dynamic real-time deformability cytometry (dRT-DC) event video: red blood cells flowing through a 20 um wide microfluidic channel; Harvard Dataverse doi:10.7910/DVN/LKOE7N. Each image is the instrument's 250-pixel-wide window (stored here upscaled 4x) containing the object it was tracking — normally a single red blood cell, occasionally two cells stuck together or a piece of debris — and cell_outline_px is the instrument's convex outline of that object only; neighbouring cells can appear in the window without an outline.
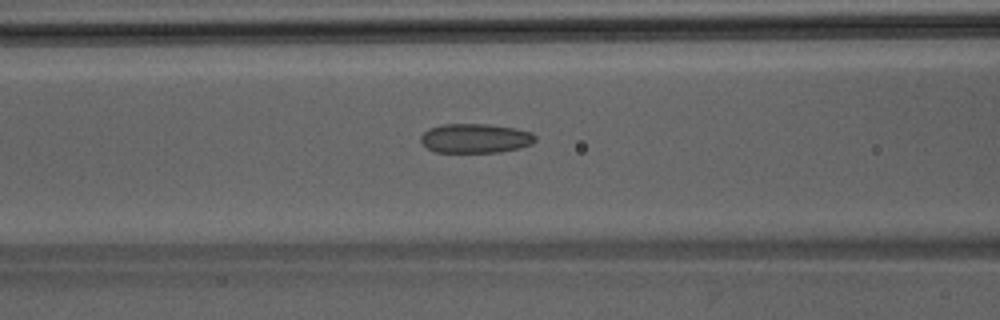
{"species": "Egyptian fruit bat (a non-hibernating species)", "species_latin": "Rousettus aegyptiacus", "temperature_condition": "room temperature", "stored_images_in_passage": 30, "camera_frame_rate_fps": 3000, "um_per_image_px": 0.085, "animal": {"sex": "male"}, "frame": {"image": 1, "passage_image": 5, "time_ms": 1.333, "image_size_px": [1000, 320], "cell_outline_px": [[536, 140], [532, 144], [520, 148], [500, 152], [436, 152], [428, 148], [420, 140], [420, 136], [428, 128], [440, 124], [488, 124], [516, 128], [532, 132], [536, 136]], "centroid_in_image_um": [40.42, 11.75], "position_along_channel_um": 126.2, "area_um2": 19.77}}
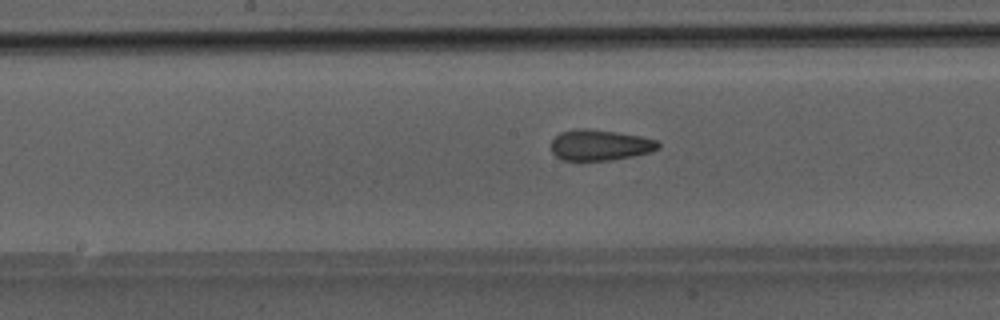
{"frame": {"image": 2, "passage_image": 10, "time_ms": 3.0, "image_size_px": [1000, 320], "cell_outline_px": [[660, 148], [652, 152], [632, 156], [608, 160], [576, 164], [560, 160], [552, 152], [552, 140], [560, 132], [576, 128], [588, 128], [616, 132], [640, 136], [656, 140], [660, 144]], "centroid_in_image_um": [50.94, 12.37], "position_along_channel_um": 197.3, "area_um2": 19.94}}
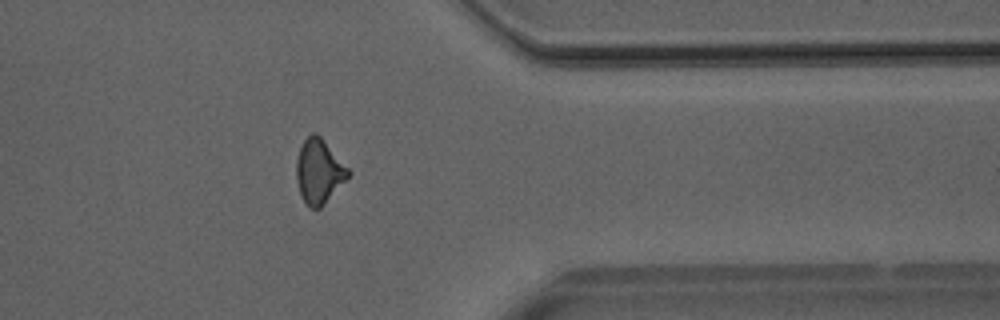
{"frame": {"image": 3, "passage_image": 24, "time_ms": 7.667, "image_size_px": [1000, 320], "cell_outline_px": [[352, 172], [324, 204], [320, 208], [312, 208], [300, 196], [296, 180], [296, 160], [300, 148], [304, 140], [312, 132], [316, 132], [320, 136]], "centroid_in_image_um": [27.09, 14.55], "position_along_channel_um": 384.3, "area_um2": 19.19}}